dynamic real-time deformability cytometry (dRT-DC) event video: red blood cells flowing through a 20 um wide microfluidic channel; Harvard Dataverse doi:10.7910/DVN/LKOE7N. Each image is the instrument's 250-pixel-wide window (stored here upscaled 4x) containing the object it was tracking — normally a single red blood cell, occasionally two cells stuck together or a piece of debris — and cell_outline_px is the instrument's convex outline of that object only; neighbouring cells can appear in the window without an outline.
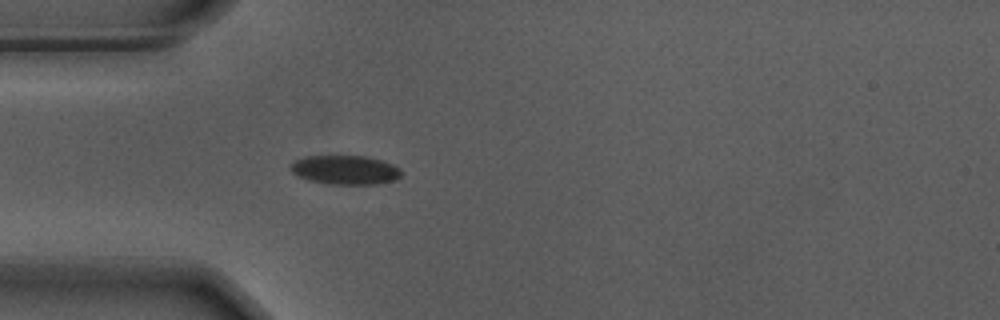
{"species": "Egyptian fruit bat (a non-hibernating species)", "species_latin": "Rousettus aegyptiacus", "temperature_condition": "warm", "stored_images_in_passage": 26, "camera_frame_rate_fps": 3000, "um_per_image_px": 0.085, "animal": {"sex": "male"}, "frame": {"image": 1, "passage_image": 1, "time_ms": 0.0, "image_size_px": [1000, 320], "cell_outline_px": [[400, 176], [396, 180], [376, 184], [328, 184], [308, 180], [292, 172], [292, 164], [296, 160], [304, 156], [364, 156], [380, 160], [392, 164], [400, 168]], "centroid_in_image_um": [29.36, 14.45], "position_along_channel_um": 55.6, "area_um2": 18.55}}
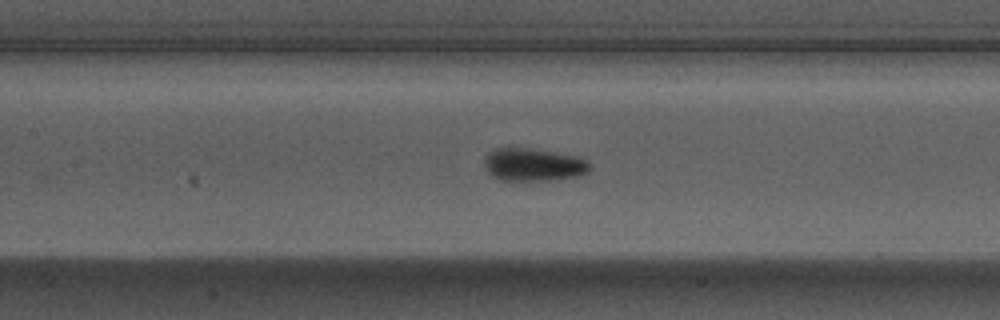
{"frame": {"image": 2, "passage_image": 10, "time_ms": 3.0, "image_size_px": [1000, 320], "cell_outline_px": [[592, 168], [588, 172], [576, 176], [548, 180], [500, 180], [492, 176], [488, 172], [484, 164], [484, 156], [488, 152], [496, 148], [528, 148], [556, 152], [580, 156], [588, 160]], "centroid_in_image_um": [45.35, 13.98], "position_along_channel_um": 162.0, "area_um2": 20.35}}
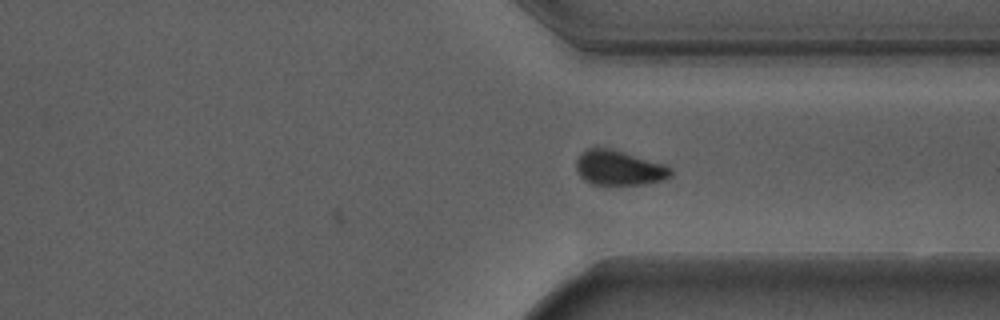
{"frame": {"image": 3, "passage_image": 26, "time_ms": 8.333, "image_size_px": [1000, 320], "cell_outline_px": [[672, 176], [664, 180], [640, 184], [604, 188], [592, 184], [584, 180], [576, 172], [576, 160], [588, 148], [612, 148], [664, 164], [672, 168]], "centroid_in_image_um": [52.61, 14.32], "position_along_channel_um": 358.8, "area_um2": 19.83}}